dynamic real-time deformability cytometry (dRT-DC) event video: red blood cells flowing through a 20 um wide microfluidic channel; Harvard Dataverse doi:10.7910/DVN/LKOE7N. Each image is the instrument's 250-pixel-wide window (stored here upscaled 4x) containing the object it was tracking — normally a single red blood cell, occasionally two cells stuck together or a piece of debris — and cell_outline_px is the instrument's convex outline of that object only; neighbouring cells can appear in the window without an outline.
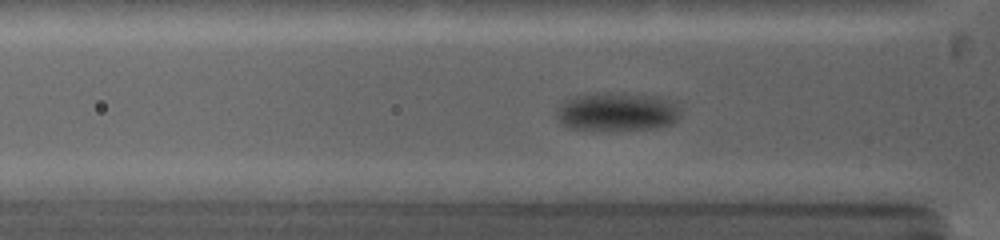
{"species": "common noctule bat (a hibernating species)", "species_latin": "Nyctalus noctula", "temperature_condition": "warm", "stored_images_in_passage": 103, "camera_frame_rate_fps": 5000, "um_per_image_px": 0.085, "animal": {"sex": "female", "body_mass_g": 19.0, "forearm_length_mm": 53.3}, "frame": {"image": 1, "passage_image": 21, "time_ms": 3.4, "image_size_px": [1000, 240], "cell_outline_px": [[680, 116], [672, 124], [656, 128], [568, 128], [560, 124], [556, 116], [556, 108], [564, 100], [576, 96], [596, 92], [624, 92], [660, 96], [680, 100]], "centroid_in_image_um": [52.52, 9.43], "position_along_channel_um": 73.3, "area_um2": 28.32}}
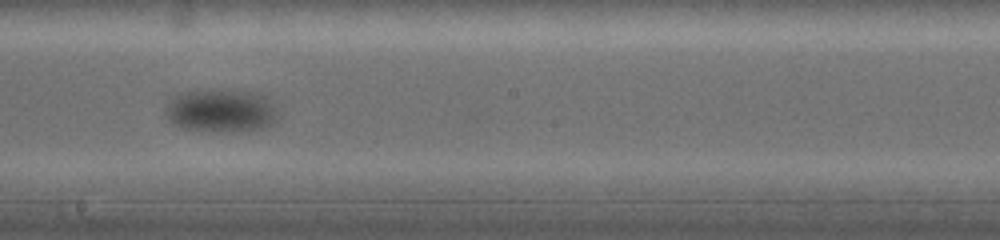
{"frame": {"image": 2, "passage_image": 38, "time_ms": 7.6, "image_size_px": [1000, 240], "cell_outline_px": [[280, 116], [272, 124], [260, 128], [240, 132], [228, 132], [180, 128], [172, 124], [168, 120], [164, 112], [168, 100], [172, 96], [180, 92], [192, 88], [236, 88], [260, 92], [272, 100]], "centroid_in_image_um": [18.78, 9.34], "position_along_channel_um": 229.4, "area_um2": 30.06}}
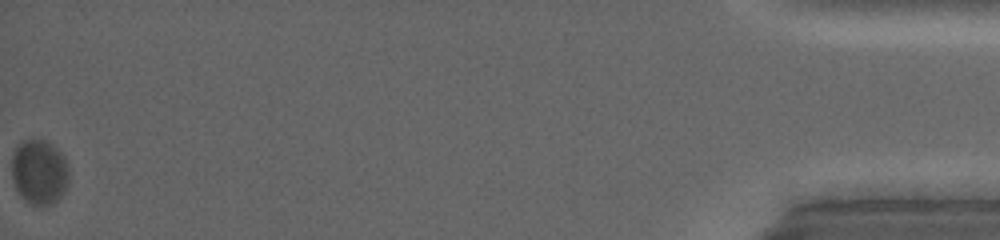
{"frame": {"image": 3, "passage_image": 102, "time_ms": 17.4, "image_size_px": [1000, 240], "cell_outline_px": [[68, 184], [60, 196], [52, 204], [32, 204], [24, 200], [20, 196], [12, 180], [12, 156], [16, 148], [24, 140], [44, 140], [52, 144], [64, 156], [68, 164]], "centroid_in_image_um": [3.34, 14.61], "position_along_channel_um": 431.9, "area_um2": 21.5}, "authors_computed_cell_mechanics": {"area_um2": 24.7384, "velocity_mm_per_s": 3.7161, "shape_relaxation_time_tau1_ms": 2.9084, "shape_relaxation_time_tau2_ms": null, "deformation_change_tau1": 0.1314, "deformation_change_tau2": null}}